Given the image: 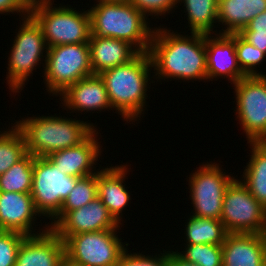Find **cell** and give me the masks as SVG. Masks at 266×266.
<instances>
[{
    "instance_id": "obj_1",
    "label": "cell",
    "mask_w": 266,
    "mask_h": 266,
    "mask_svg": "<svg viewBox=\"0 0 266 266\" xmlns=\"http://www.w3.org/2000/svg\"><path fill=\"white\" fill-rule=\"evenodd\" d=\"M163 25L154 28L148 51L158 79L154 82H208L205 34H184Z\"/></svg>"
},
{
    "instance_id": "obj_2",
    "label": "cell",
    "mask_w": 266,
    "mask_h": 266,
    "mask_svg": "<svg viewBox=\"0 0 266 266\" xmlns=\"http://www.w3.org/2000/svg\"><path fill=\"white\" fill-rule=\"evenodd\" d=\"M99 75L105 84L112 109L116 111L114 113H118L120 119L126 121L125 124H138L136 121L144 117L148 92L151 83H154L149 53L140 52L129 63L105 70Z\"/></svg>"
},
{
    "instance_id": "obj_3",
    "label": "cell",
    "mask_w": 266,
    "mask_h": 266,
    "mask_svg": "<svg viewBox=\"0 0 266 266\" xmlns=\"http://www.w3.org/2000/svg\"><path fill=\"white\" fill-rule=\"evenodd\" d=\"M15 120V127L23 135L27 153L47 157L52 152L74 147L84 142L96 129L91 121L75 116L32 115ZM91 122V123H90Z\"/></svg>"
},
{
    "instance_id": "obj_4",
    "label": "cell",
    "mask_w": 266,
    "mask_h": 266,
    "mask_svg": "<svg viewBox=\"0 0 266 266\" xmlns=\"http://www.w3.org/2000/svg\"><path fill=\"white\" fill-rule=\"evenodd\" d=\"M90 7L91 35L121 39L139 52L149 51L155 27L130 2L94 1Z\"/></svg>"
},
{
    "instance_id": "obj_5",
    "label": "cell",
    "mask_w": 266,
    "mask_h": 266,
    "mask_svg": "<svg viewBox=\"0 0 266 266\" xmlns=\"http://www.w3.org/2000/svg\"><path fill=\"white\" fill-rule=\"evenodd\" d=\"M19 21L20 27L17 26L15 30L17 32L11 41L13 44H10L12 47L7 56L8 66L5 77L10 96L13 95V98L15 95L19 96V93L26 87L25 83H28L33 72L41 68V64L44 70L46 61L44 58L48 50L42 29L37 21L30 14Z\"/></svg>"
},
{
    "instance_id": "obj_6",
    "label": "cell",
    "mask_w": 266,
    "mask_h": 266,
    "mask_svg": "<svg viewBox=\"0 0 266 266\" xmlns=\"http://www.w3.org/2000/svg\"><path fill=\"white\" fill-rule=\"evenodd\" d=\"M54 2L56 1L32 0L29 11L40 25L47 46L88 43L91 36L88 9L79 11L68 3L58 6Z\"/></svg>"
},
{
    "instance_id": "obj_7",
    "label": "cell",
    "mask_w": 266,
    "mask_h": 266,
    "mask_svg": "<svg viewBox=\"0 0 266 266\" xmlns=\"http://www.w3.org/2000/svg\"><path fill=\"white\" fill-rule=\"evenodd\" d=\"M43 82L46 92L57 98L68 86L93 75L88 43L48 47Z\"/></svg>"
},
{
    "instance_id": "obj_8",
    "label": "cell",
    "mask_w": 266,
    "mask_h": 266,
    "mask_svg": "<svg viewBox=\"0 0 266 266\" xmlns=\"http://www.w3.org/2000/svg\"><path fill=\"white\" fill-rule=\"evenodd\" d=\"M213 161L201 163L188 175V199L193 207L190 214L221 220L224 192L235 175L226 172V169L224 171L223 165Z\"/></svg>"
},
{
    "instance_id": "obj_9",
    "label": "cell",
    "mask_w": 266,
    "mask_h": 266,
    "mask_svg": "<svg viewBox=\"0 0 266 266\" xmlns=\"http://www.w3.org/2000/svg\"><path fill=\"white\" fill-rule=\"evenodd\" d=\"M119 231L101 230L71 235L64 241L65 258L77 266H117L130 245L122 242Z\"/></svg>"
},
{
    "instance_id": "obj_10",
    "label": "cell",
    "mask_w": 266,
    "mask_h": 266,
    "mask_svg": "<svg viewBox=\"0 0 266 266\" xmlns=\"http://www.w3.org/2000/svg\"><path fill=\"white\" fill-rule=\"evenodd\" d=\"M232 87L236 121L247 142L266 141V76H245Z\"/></svg>"
},
{
    "instance_id": "obj_11",
    "label": "cell",
    "mask_w": 266,
    "mask_h": 266,
    "mask_svg": "<svg viewBox=\"0 0 266 266\" xmlns=\"http://www.w3.org/2000/svg\"><path fill=\"white\" fill-rule=\"evenodd\" d=\"M78 177L61 173L47 157H35L31 196L36 210L51 221L74 189ZM48 218V219H47Z\"/></svg>"
},
{
    "instance_id": "obj_12",
    "label": "cell",
    "mask_w": 266,
    "mask_h": 266,
    "mask_svg": "<svg viewBox=\"0 0 266 266\" xmlns=\"http://www.w3.org/2000/svg\"><path fill=\"white\" fill-rule=\"evenodd\" d=\"M236 177L224 192L221 222L227 233L260 234L264 207Z\"/></svg>"
},
{
    "instance_id": "obj_13",
    "label": "cell",
    "mask_w": 266,
    "mask_h": 266,
    "mask_svg": "<svg viewBox=\"0 0 266 266\" xmlns=\"http://www.w3.org/2000/svg\"><path fill=\"white\" fill-rule=\"evenodd\" d=\"M37 217L42 218L40 222L37 221ZM43 219L44 217L35 208L31 194L0 192L1 231H14L25 236L37 235L50 228L47 222L42 226ZM37 224L42 227L39 226L38 229ZM37 229L38 231H35Z\"/></svg>"
},
{
    "instance_id": "obj_14",
    "label": "cell",
    "mask_w": 266,
    "mask_h": 266,
    "mask_svg": "<svg viewBox=\"0 0 266 266\" xmlns=\"http://www.w3.org/2000/svg\"><path fill=\"white\" fill-rule=\"evenodd\" d=\"M120 224L109 213L99 197L85 206L67 211L51 229L65 241L69 236L101 230H120Z\"/></svg>"
},
{
    "instance_id": "obj_15",
    "label": "cell",
    "mask_w": 266,
    "mask_h": 266,
    "mask_svg": "<svg viewBox=\"0 0 266 266\" xmlns=\"http://www.w3.org/2000/svg\"><path fill=\"white\" fill-rule=\"evenodd\" d=\"M57 97H60L59 105L67 111L66 113L77 114L78 112L79 116L83 112L84 114L88 112L93 114L95 111L96 113L113 111L105 84L99 74L80 79L75 84L68 86Z\"/></svg>"
},
{
    "instance_id": "obj_16",
    "label": "cell",
    "mask_w": 266,
    "mask_h": 266,
    "mask_svg": "<svg viewBox=\"0 0 266 266\" xmlns=\"http://www.w3.org/2000/svg\"><path fill=\"white\" fill-rule=\"evenodd\" d=\"M99 133L100 130L96 129L81 144L52 152L47 158L56 165L61 173L69 176L81 178L98 173L102 167L100 165L96 169L97 161L100 160L101 154H103V144H100L102 141H99L102 135L101 133L99 135Z\"/></svg>"
},
{
    "instance_id": "obj_17",
    "label": "cell",
    "mask_w": 266,
    "mask_h": 266,
    "mask_svg": "<svg viewBox=\"0 0 266 266\" xmlns=\"http://www.w3.org/2000/svg\"><path fill=\"white\" fill-rule=\"evenodd\" d=\"M208 82L227 79L231 85L245 77L239 68L235 51V33L205 34Z\"/></svg>"
},
{
    "instance_id": "obj_18",
    "label": "cell",
    "mask_w": 266,
    "mask_h": 266,
    "mask_svg": "<svg viewBox=\"0 0 266 266\" xmlns=\"http://www.w3.org/2000/svg\"><path fill=\"white\" fill-rule=\"evenodd\" d=\"M128 164V162L115 166L111 164V166L102 167L97 173L98 197L120 225L125 223L122 220L124 214L122 212L130 206L132 200V194L128 191L129 187L125 181L131 171V166Z\"/></svg>"
},
{
    "instance_id": "obj_19",
    "label": "cell",
    "mask_w": 266,
    "mask_h": 266,
    "mask_svg": "<svg viewBox=\"0 0 266 266\" xmlns=\"http://www.w3.org/2000/svg\"><path fill=\"white\" fill-rule=\"evenodd\" d=\"M65 259L64 241L51 229L25 236L15 266H59Z\"/></svg>"
},
{
    "instance_id": "obj_20",
    "label": "cell",
    "mask_w": 266,
    "mask_h": 266,
    "mask_svg": "<svg viewBox=\"0 0 266 266\" xmlns=\"http://www.w3.org/2000/svg\"><path fill=\"white\" fill-rule=\"evenodd\" d=\"M222 246V266H266V242L260 234L228 233Z\"/></svg>"
},
{
    "instance_id": "obj_21",
    "label": "cell",
    "mask_w": 266,
    "mask_h": 266,
    "mask_svg": "<svg viewBox=\"0 0 266 266\" xmlns=\"http://www.w3.org/2000/svg\"><path fill=\"white\" fill-rule=\"evenodd\" d=\"M88 45L93 74L127 64L140 53L129 42L115 38L91 35Z\"/></svg>"
},
{
    "instance_id": "obj_22",
    "label": "cell",
    "mask_w": 266,
    "mask_h": 266,
    "mask_svg": "<svg viewBox=\"0 0 266 266\" xmlns=\"http://www.w3.org/2000/svg\"><path fill=\"white\" fill-rule=\"evenodd\" d=\"M218 34L240 33L257 15L266 11V0H219ZM224 26V27H223Z\"/></svg>"
},
{
    "instance_id": "obj_23",
    "label": "cell",
    "mask_w": 266,
    "mask_h": 266,
    "mask_svg": "<svg viewBox=\"0 0 266 266\" xmlns=\"http://www.w3.org/2000/svg\"><path fill=\"white\" fill-rule=\"evenodd\" d=\"M251 150L240 180L248 187L252 196L266 206V141L247 142ZM251 154V155H250Z\"/></svg>"
},
{
    "instance_id": "obj_24",
    "label": "cell",
    "mask_w": 266,
    "mask_h": 266,
    "mask_svg": "<svg viewBox=\"0 0 266 266\" xmlns=\"http://www.w3.org/2000/svg\"><path fill=\"white\" fill-rule=\"evenodd\" d=\"M218 1L219 0H177L184 7V17L188 20V30L185 33L218 34ZM216 28V29H214Z\"/></svg>"
},
{
    "instance_id": "obj_25",
    "label": "cell",
    "mask_w": 266,
    "mask_h": 266,
    "mask_svg": "<svg viewBox=\"0 0 266 266\" xmlns=\"http://www.w3.org/2000/svg\"><path fill=\"white\" fill-rule=\"evenodd\" d=\"M189 216V217H188ZM187 216L184 230L183 244H214L222 245L228 234L221 220Z\"/></svg>"
},
{
    "instance_id": "obj_26",
    "label": "cell",
    "mask_w": 266,
    "mask_h": 266,
    "mask_svg": "<svg viewBox=\"0 0 266 266\" xmlns=\"http://www.w3.org/2000/svg\"><path fill=\"white\" fill-rule=\"evenodd\" d=\"M34 156L27 153L10 169L0 175V192L30 194L33 182Z\"/></svg>"
},
{
    "instance_id": "obj_27",
    "label": "cell",
    "mask_w": 266,
    "mask_h": 266,
    "mask_svg": "<svg viewBox=\"0 0 266 266\" xmlns=\"http://www.w3.org/2000/svg\"><path fill=\"white\" fill-rule=\"evenodd\" d=\"M97 197V173L78 178L74 189L63 201L60 212L49 221V227L51 228L67 211L81 208Z\"/></svg>"
},
{
    "instance_id": "obj_28",
    "label": "cell",
    "mask_w": 266,
    "mask_h": 266,
    "mask_svg": "<svg viewBox=\"0 0 266 266\" xmlns=\"http://www.w3.org/2000/svg\"><path fill=\"white\" fill-rule=\"evenodd\" d=\"M3 129H0V175L27 154L23 135L15 125L9 122L8 129L4 126Z\"/></svg>"
},
{
    "instance_id": "obj_29",
    "label": "cell",
    "mask_w": 266,
    "mask_h": 266,
    "mask_svg": "<svg viewBox=\"0 0 266 266\" xmlns=\"http://www.w3.org/2000/svg\"><path fill=\"white\" fill-rule=\"evenodd\" d=\"M235 51L239 68L245 76H266L265 72L258 71L259 66H263L262 62L266 61V54L239 33H235Z\"/></svg>"
},
{
    "instance_id": "obj_30",
    "label": "cell",
    "mask_w": 266,
    "mask_h": 266,
    "mask_svg": "<svg viewBox=\"0 0 266 266\" xmlns=\"http://www.w3.org/2000/svg\"><path fill=\"white\" fill-rule=\"evenodd\" d=\"M185 245V246H184ZM184 246L185 248H183ZM176 253L188 262L198 266H222V246L214 244H183Z\"/></svg>"
},
{
    "instance_id": "obj_31",
    "label": "cell",
    "mask_w": 266,
    "mask_h": 266,
    "mask_svg": "<svg viewBox=\"0 0 266 266\" xmlns=\"http://www.w3.org/2000/svg\"><path fill=\"white\" fill-rule=\"evenodd\" d=\"M128 250L129 248L121 255L117 266H170L168 249H163V253L161 251L159 254L156 253L155 255H149V253L145 254L143 251L141 253L140 251L129 252Z\"/></svg>"
},
{
    "instance_id": "obj_32",
    "label": "cell",
    "mask_w": 266,
    "mask_h": 266,
    "mask_svg": "<svg viewBox=\"0 0 266 266\" xmlns=\"http://www.w3.org/2000/svg\"><path fill=\"white\" fill-rule=\"evenodd\" d=\"M24 234L0 230V266H15L18 249Z\"/></svg>"
},
{
    "instance_id": "obj_33",
    "label": "cell",
    "mask_w": 266,
    "mask_h": 266,
    "mask_svg": "<svg viewBox=\"0 0 266 266\" xmlns=\"http://www.w3.org/2000/svg\"><path fill=\"white\" fill-rule=\"evenodd\" d=\"M129 2L147 18L152 16L151 18L154 17L155 20L181 9L178 8L177 0H130Z\"/></svg>"
},
{
    "instance_id": "obj_34",
    "label": "cell",
    "mask_w": 266,
    "mask_h": 266,
    "mask_svg": "<svg viewBox=\"0 0 266 266\" xmlns=\"http://www.w3.org/2000/svg\"><path fill=\"white\" fill-rule=\"evenodd\" d=\"M239 34L266 54V11L255 16Z\"/></svg>"
},
{
    "instance_id": "obj_35",
    "label": "cell",
    "mask_w": 266,
    "mask_h": 266,
    "mask_svg": "<svg viewBox=\"0 0 266 266\" xmlns=\"http://www.w3.org/2000/svg\"><path fill=\"white\" fill-rule=\"evenodd\" d=\"M31 2L32 0H0V14L12 16L17 12L21 19L29 15Z\"/></svg>"
},
{
    "instance_id": "obj_36",
    "label": "cell",
    "mask_w": 266,
    "mask_h": 266,
    "mask_svg": "<svg viewBox=\"0 0 266 266\" xmlns=\"http://www.w3.org/2000/svg\"><path fill=\"white\" fill-rule=\"evenodd\" d=\"M168 256L170 261V266H198L192 262H188L181 258L176 251L173 249H168Z\"/></svg>"
},
{
    "instance_id": "obj_37",
    "label": "cell",
    "mask_w": 266,
    "mask_h": 266,
    "mask_svg": "<svg viewBox=\"0 0 266 266\" xmlns=\"http://www.w3.org/2000/svg\"><path fill=\"white\" fill-rule=\"evenodd\" d=\"M260 236L266 242V206L264 207L263 226L260 232Z\"/></svg>"
},
{
    "instance_id": "obj_38",
    "label": "cell",
    "mask_w": 266,
    "mask_h": 266,
    "mask_svg": "<svg viewBox=\"0 0 266 266\" xmlns=\"http://www.w3.org/2000/svg\"><path fill=\"white\" fill-rule=\"evenodd\" d=\"M59 266H77L71 262H69L66 258L60 263Z\"/></svg>"
},
{
    "instance_id": "obj_39",
    "label": "cell",
    "mask_w": 266,
    "mask_h": 266,
    "mask_svg": "<svg viewBox=\"0 0 266 266\" xmlns=\"http://www.w3.org/2000/svg\"><path fill=\"white\" fill-rule=\"evenodd\" d=\"M95 1H103V2H129L130 0H95Z\"/></svg>"
}]
</instances>
